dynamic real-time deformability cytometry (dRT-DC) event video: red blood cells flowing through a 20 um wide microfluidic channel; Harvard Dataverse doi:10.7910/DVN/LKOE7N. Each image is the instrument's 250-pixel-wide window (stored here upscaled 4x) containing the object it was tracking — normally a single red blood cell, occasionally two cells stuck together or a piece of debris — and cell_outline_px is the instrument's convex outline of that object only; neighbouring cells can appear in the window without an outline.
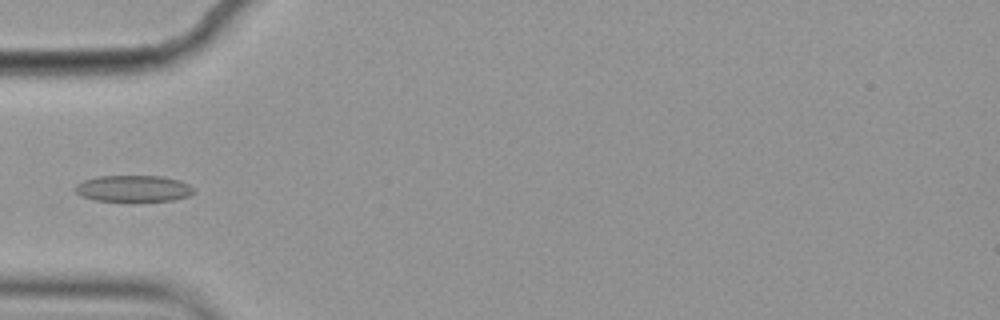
{"species": "common noctule bat (a hibernating species)", "species_latin": "Nyctalus noctula", "temperature_condition": "cold", "stored_images_in_passage": 5, "camera_frame_rate_fps": 3000, "um_per_image_px": 0.085, "animal": {"sex": "female", "body_mass_g": 19.9}, "frame": {"image": 1, "passage_image": 5, "time_ms": 1.333, "image_size_px": [1000, 320], "cell_outline_px": [[196, 192], [188, 196], [172, 200], [132, 204], [96, 200], [84, 196], [76, 192], [76, 184], [84, 180], [96, 176], [160, 176], [180, 180], [188, 184]], "centroid_in_image_um": [11.36, 16.07], "position_along_channel_um": 73.6, "area_um2": 18.96}}